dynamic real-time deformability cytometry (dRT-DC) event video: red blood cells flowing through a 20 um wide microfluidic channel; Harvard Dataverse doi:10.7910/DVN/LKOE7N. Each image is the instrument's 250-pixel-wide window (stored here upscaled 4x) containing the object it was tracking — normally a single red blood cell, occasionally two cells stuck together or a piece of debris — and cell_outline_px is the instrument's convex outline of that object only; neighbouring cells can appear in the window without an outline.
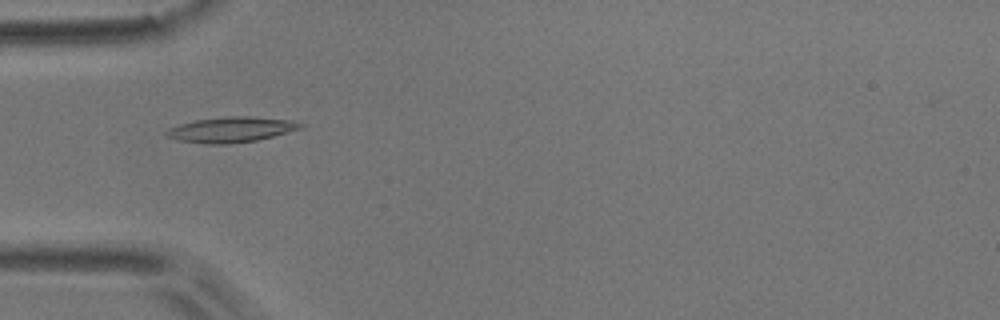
{"species": "common noctule bat (a hibernating species)", "species_latin": "Nyctalus noctula", "temperature_condition": "room temperature", "stored_images_in_passage": 7, "camera_frame_rate_fps": 3000, "um_per_image_px": 0.085, "animal": {"sex": "male", "body_mass_g": 17.9}, "frame": {"image": 1, "passage_image": 2, "time_ms": 0.333, "image_size_px": [1000, 320], "cell_outline_px": [[304, 128], [256, 140], [228, 144], [208, 144], [180, 140], [168, 136], [164, 132], [168, 128], [180, 124], [196, 120], [228, 116], [248, 116], [296, 120], [304, 124]], "centroid_in_image_um": [19.71, 11.0], "position_along_channel_um": 65.3, "area_um2": 19.77}}
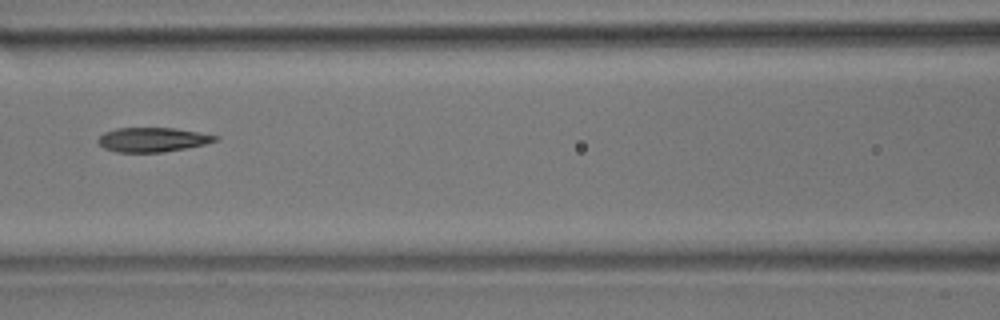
{"frame": {"image": 2, "passage_image": 4, "time_ms": 1.0, "image_size_px": [1000, 320], "cell_outline_px": [[220, 136], [216, 140], [204, 144], [164, 152], [116, 152], [104, 148], [96, 140], [104, 132], [116, 128], [176, 128]], "centroid_in_image_um": [12.94, 11.86], "position_along_channel_um": 153.7, "area_um2": 16.53}}
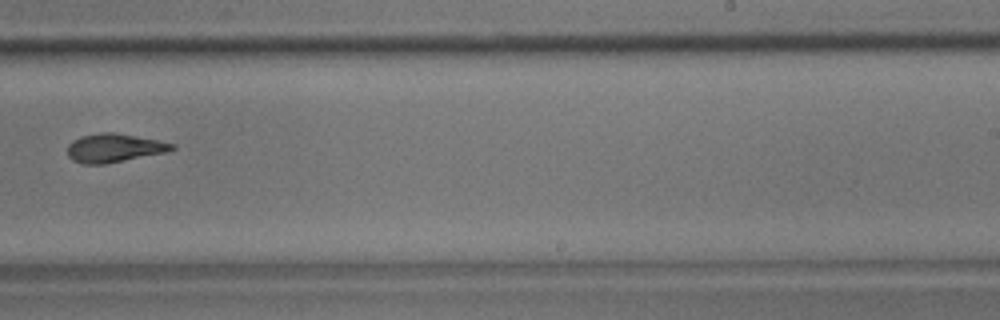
{"frame": {"image": 3, "passage_image": 7, "time_ms": 2.0, "image_size_px": [1000, 320], "cell_outline_px": [[176, 148], [164, 152], [104, 164], [84, 164], [72, 160], [68, 156], [68, 144], [72, 140], [80, 136], [100, 132], [112, 132], [156, 140], [176, 144]], "centroid_in_image_um": [9.64, 12.57], "position_along_channel_um": 279.4, "area_um2": 17.17}}